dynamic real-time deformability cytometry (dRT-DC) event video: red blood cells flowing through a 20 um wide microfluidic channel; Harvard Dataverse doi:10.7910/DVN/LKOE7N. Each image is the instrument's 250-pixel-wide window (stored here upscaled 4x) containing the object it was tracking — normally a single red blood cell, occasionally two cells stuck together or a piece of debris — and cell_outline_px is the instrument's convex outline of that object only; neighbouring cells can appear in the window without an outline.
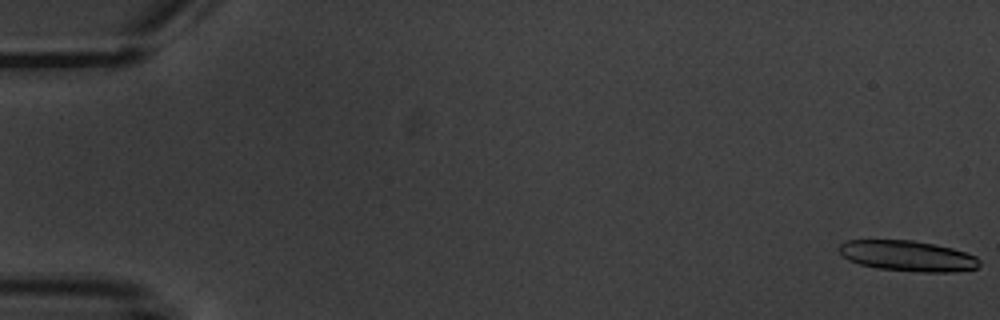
{"species": "common noctule bat (a hibernating species)", "species_latin": "Nyctalus noctula", "temperature_condition": "warm", "stored_images_in_passage": 7, "camera_frame_rate_fps": 3000, "um_per_image_px": 0.085, "animal": {"sex": "male", "body_mass_g": 20.1, "forearm_length_mm": 53.5}, "frame": {"image": 1, "passage_image": 1, "time_ms": 0.0, "image_size_px": [1000, 320], "cell_outline_px": [[980, 264], [976, 268], [952, 272], [924, 272], [876, 268], [860, 264], [848, 260], [840, 252], [840, 244], [848, 240], [912, 240], [952, 248], [976, 256], [980, 260]], "centroid_in_image_um": [77.16, 21.75], "position_along_channel_um": 7.8, "area_um2": 24.8}}